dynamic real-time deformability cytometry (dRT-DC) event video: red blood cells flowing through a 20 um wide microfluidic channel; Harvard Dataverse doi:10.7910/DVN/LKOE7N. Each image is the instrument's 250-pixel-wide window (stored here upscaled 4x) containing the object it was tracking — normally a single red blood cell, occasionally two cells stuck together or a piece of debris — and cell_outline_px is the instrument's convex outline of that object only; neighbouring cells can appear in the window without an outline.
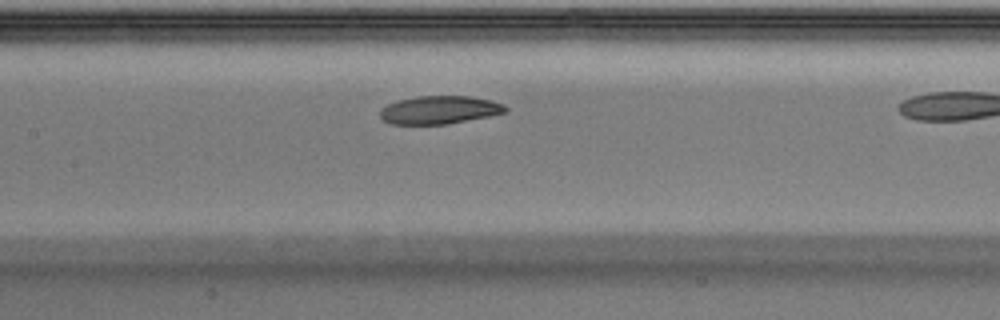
{"species": "Egyptian fruit bat (a non-hibernating species)", "species_latin": "Rousettus aegyptiacus", "temperature_condition": "warm", "stored_images_in_passage": 23, "camera_frame_rate_fps": 3000, "um_per_image_px": 0.085, "animal": {"sex": "male"}, "frame": {"image": 1, "passage_image": 10, "time_ms": 3.0, "image_size_px": [1000, 320], "cell_outline_px": [[508, 112], [488, 116], [444, 124], [388, 124], [380, 116], [380, 108], [388, 104], [400, 100], [416, 96], [468, 96], [492, 100], [504, 104], [508, 108]], "centroid_in_image_um": [37.36, 9.34], "position_along_channel_um": 170.0, "area_um2": 20.46}}